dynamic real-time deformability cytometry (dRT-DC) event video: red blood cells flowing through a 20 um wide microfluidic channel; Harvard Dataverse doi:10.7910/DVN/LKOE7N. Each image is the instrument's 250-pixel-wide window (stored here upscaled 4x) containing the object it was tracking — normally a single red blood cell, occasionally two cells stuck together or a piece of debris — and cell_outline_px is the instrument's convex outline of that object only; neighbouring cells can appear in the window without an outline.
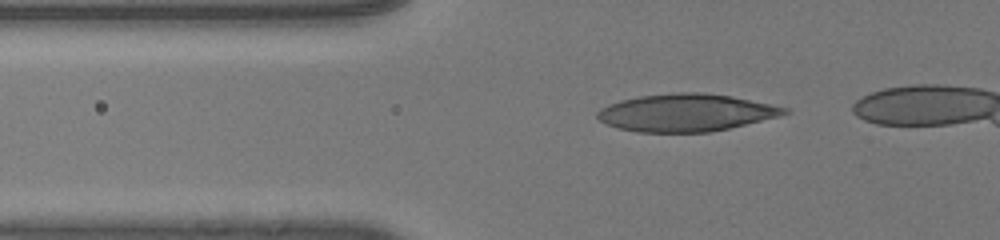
{"species": "human", "species_latin": "Homo sapiens", "temperature_condition": "room temperature", "stored_images_in_passage": 43, "camera_frame_rate_fps": 3000, "um_per_image_px": 0.085, "donor": {"sex": "male"}, "frame": {"image": 1, "passage_image": 14, "time_ms": 4.333, "image_size_px": [1000, 240], "cell_outline_px": [[792, 112], [780, 116], [712, 132], [636, 132], [604, 124], [596, 116], [596, 112], [600, 108], [608, 104], [620, 100], [640, 96], [676, 92], [704, 92], [732, 96], [788, 108]], "centroid_in_image_um": [58.3, 9.57], "position_along_channel_um": 67.5, "area_um2": 40.98}}
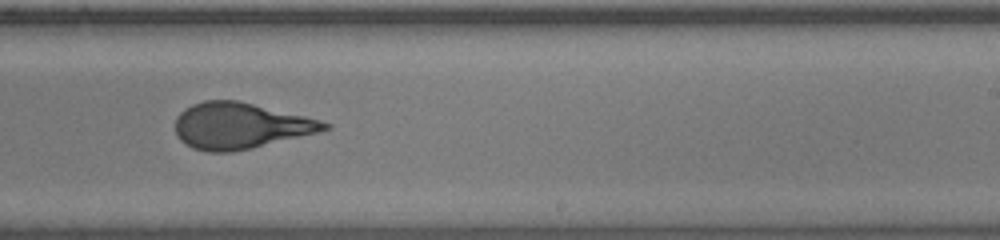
{"frame": {"image": 2, "passage_image": 30, "time_ms": 9.667, "image_size_px": [1000, 240], "cell_outline_px": [[332, 124], [328, 128], [316, 132], [252, 148], [232, 152], [208, 152], [192, 148], [180, 140], [176, 136], [176, 116], [184, 108], [192, 104], [204, 100], [236, 100], [304, 116]], "centroid_in_image_um": [20.34, 10.69], "position_along_channel_um": 268.7, "area_um2": 39.59}}
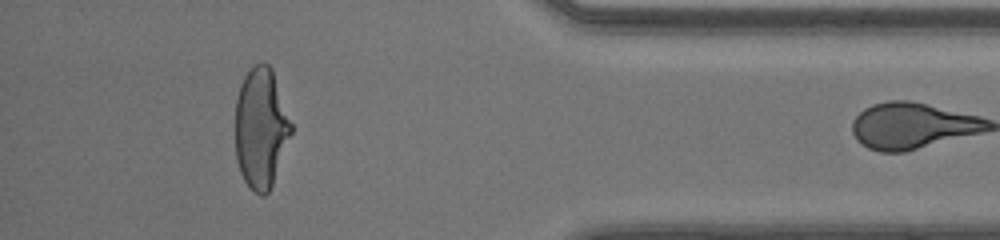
{"frame": {"image": 3, "passage_image": 42, "time_ms": 13.667, "image_size_px": [1000, 240], "cell_outline_px": [[292, 132], [272, 184], [268, 192], [264, 196], [260, 196], [244, 180], [240, 172], [236, 160], [236, 100], [240, 84], [244, 76], [256, 64], [268, 64], [272, 68], [292, 124]], "centroid_in_image_um": [22.17, 10.88], "position_along_channel_um": 413.0, "area_um2": 38.78}}